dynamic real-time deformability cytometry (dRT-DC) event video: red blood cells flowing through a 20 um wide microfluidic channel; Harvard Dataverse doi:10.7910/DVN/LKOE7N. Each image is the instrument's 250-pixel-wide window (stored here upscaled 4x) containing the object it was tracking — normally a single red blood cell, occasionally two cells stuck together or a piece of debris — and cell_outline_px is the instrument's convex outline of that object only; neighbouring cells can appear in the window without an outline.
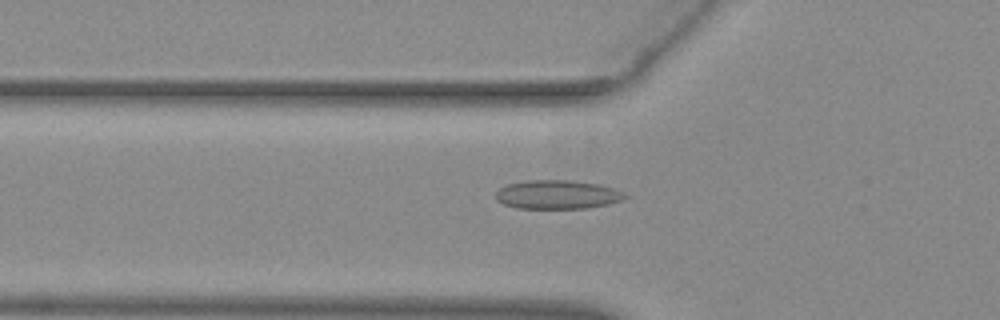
{"species": "common noctule bat (a hibernating species)", "species_latin": "Nyctalus noctula", "temperature_condition": "warm", "stored_images_in_passage": 34, "camera_frame_rate_fps": 3000, "um_per_image_px": 0.085, "animal": {"sex": "female", "body_mass_g": 29.2, "forearm_length_mm": 56.3}, "frame": {"image": 1, "passage_image": 20, "time_ms": 6.333, "image_size_px": [1000, 320], "cell_outline_px": [[628, 196], [624, 200], [608, 204], [584, 208], [516, 208], [504, 204], [496, 200], [496, 192], [500, 188], [508, 184], [528, 180], [572, 180], [600, 184], [624, 192]], "centroid_in_image_um": [47.39, 16.53], "position_along_channel_um": 78.4, "area_um2": 21.73}}
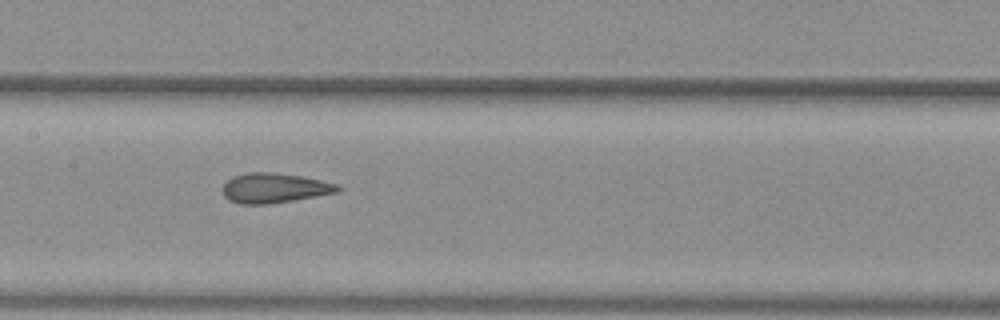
{"frame": {"image": 2, "passage_image": 28, "time_ms": 9.0, "image_size_px": [1000, 320], "cell_outline_px": [[340, 188], [336, 192], [316, 196], [268, 204], [240, 204], [228, 200], [224, 196], [220, 188], [232, 176], [248, 172], [272, 172], [300, 176], [320, 180], [336, 184]], "centroid_in_image_um": [23.23, 15.98], "position_along_channel_um": 184.2, "area_um2": 19.88}}
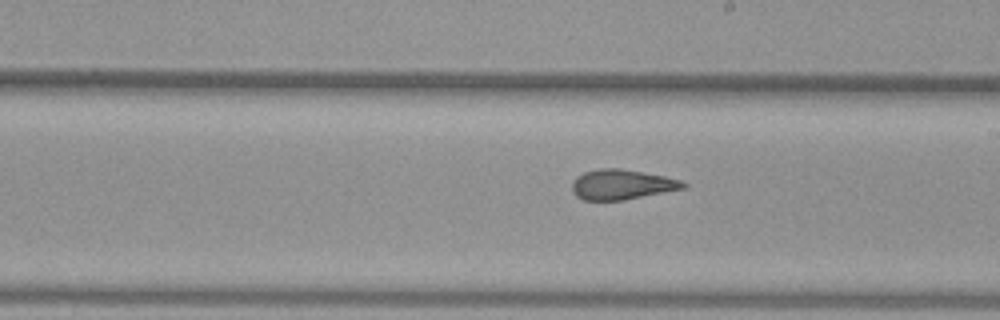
{"frame": {"image": 3, "passage_image": 32, "time_ms": 10.333, "image_size_px": [1000, 320], "cell_outline_px": [[688, 188], [624, 200], [584, 200], [576, 196], [572, 192], [572, 184], [576, 176], [584, 172], [600, 168], [620, 168], [664, 176], [680, 180], [688, 184]], "centroid_in_image_um": [52.87, 15.69], "position_along_channel_um": 236.1, "area_um2": 19.59}}